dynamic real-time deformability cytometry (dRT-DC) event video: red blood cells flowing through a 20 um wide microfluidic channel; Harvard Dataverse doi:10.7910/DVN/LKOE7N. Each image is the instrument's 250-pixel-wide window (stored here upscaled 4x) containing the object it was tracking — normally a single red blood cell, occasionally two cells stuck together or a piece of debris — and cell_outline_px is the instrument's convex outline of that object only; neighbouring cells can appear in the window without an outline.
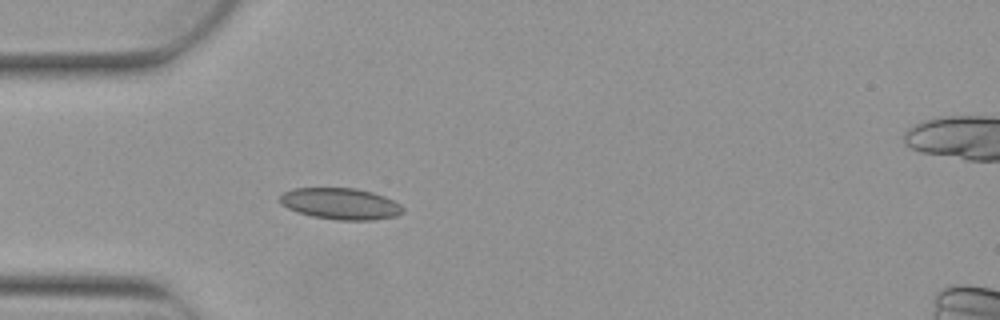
{"species": "Egyptian fruit bat (a non-hibernating species)", "species_latin": "Rousettus aegyptiacus", "temperature_condition": "warm", "stored_images_in_passage": 2, "camera_frame_rate_fps": 3000, "um_per_image_px": 0.085, "animal": {"sex": "female"}, "frame": {"image": 1, "passage_image": 2, "time_ms": 0.333, "image_size_px": [1000, 320], "cell_outline_px": [[404, 212], [396, 216], [372, 220], [336, 220], [312, 216], [296, 212], [280, 204], [280, 196], [284, 192], [292, 188], [356, 188], [372, 192], [384, 196], [400, 204], [404, 208]], "centroid_in_image_um": [28.94, 17.32], "position_along_channel_um": 56.1, "area_um2": 22.6}}